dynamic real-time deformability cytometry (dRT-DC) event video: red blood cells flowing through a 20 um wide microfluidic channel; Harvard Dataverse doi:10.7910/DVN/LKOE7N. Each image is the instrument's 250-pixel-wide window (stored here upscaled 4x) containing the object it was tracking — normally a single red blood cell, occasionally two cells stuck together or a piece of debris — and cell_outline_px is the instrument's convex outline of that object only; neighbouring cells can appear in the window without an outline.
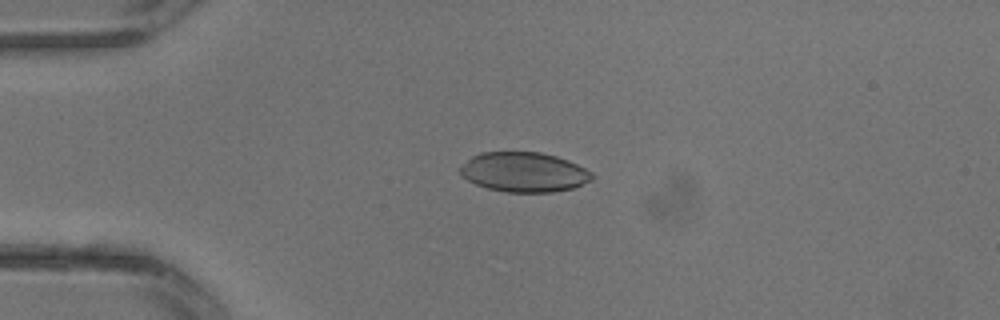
{"species": "common noctule bat (a hibernating species)", "species_latin": "Nyctalus noctula", "temperature_condition": "warm", "stored_images_in_passage": 8, "camera_frame_rate_fps": 3000, "um_per_image_px": 0.085, "animal": {"sex": "male", "body_mass_g": 13.3}, "frame": {"image": 1, "passage_image": 1, "time_ms": 0.0, "image_size_px": [1000, 320], "cell_outline_px": [[596, 176], [592, 180], [572, 188], [552, 192], [508, 192], [488, 188], [476, 184], [460, 176], [460, 168], [472, 156], [480, 152], [540, 152], [556, 156], [568, 160], [592, 172]], "centroid_in_image_um": [44.55, 14.63], "position_along_channel_um": 40.4, "area_um2": 30.46}}
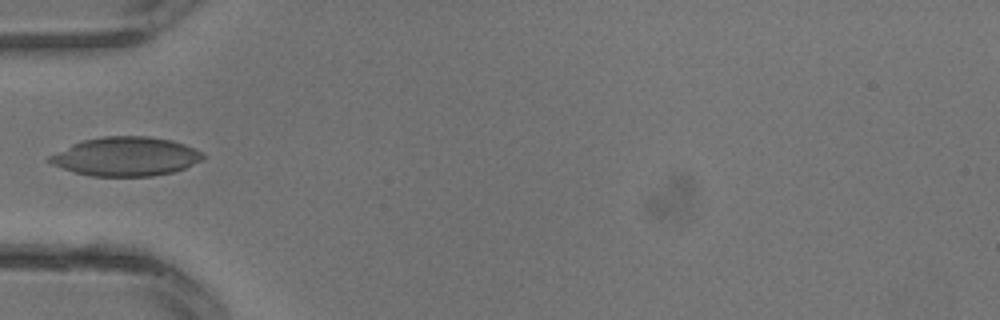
{"frame": {"image": 2, "passage_image": 4, "time_ms": 1.0, "image_size_px": [1000, 320], "cell_outline_px": [[204, 160], [184, 168], [172, 172], [152, 176], [92, 176], [76, 172], [52, 164], [44, 160], [48, 156], [72, 144], [84, 140], [104, 136], [148, 136], [172, 140], [184, 144], [200, 152], [204, 156]], "centroid_in_image_um": [10.68, 13.3], "position_along_channel_um": 74.3, "area_um2": 34.62}}